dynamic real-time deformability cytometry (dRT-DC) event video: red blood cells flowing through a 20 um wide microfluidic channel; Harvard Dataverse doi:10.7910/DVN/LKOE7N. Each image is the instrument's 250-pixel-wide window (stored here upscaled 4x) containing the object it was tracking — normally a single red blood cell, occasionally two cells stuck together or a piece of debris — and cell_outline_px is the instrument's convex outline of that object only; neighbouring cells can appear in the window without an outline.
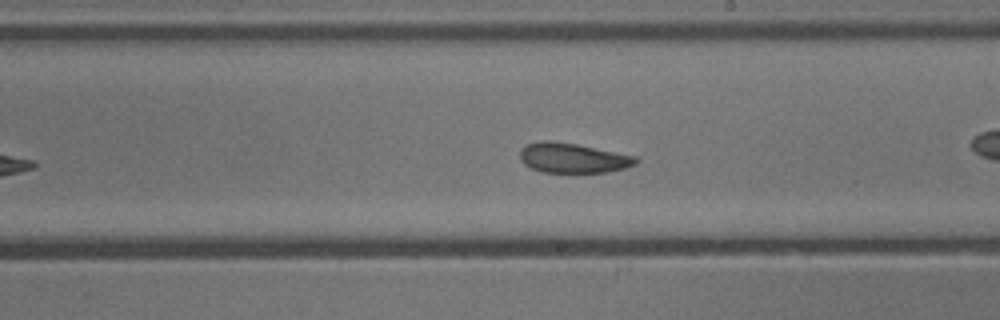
{"species": "common noctule bat (a hibernating species)", "species_latin": "Nyctalus noctula", "temperature_condition": "cold", "stored_images_in_passage": 36, "camera_frame_rate_fps": 3000, "um_per_image_px": 0.085, "animal": {"sex": "male", "body_mass_g": 13.3}, "frame": {"image": 1, "passage_image": 21, "time_ms": 6.667, "image_size_px": [1000, 320], "cell_outline_px": [[640, 160], [636, 164], [624, 168], [608, 172], [540, 172], [524, 164], [520, 160], [520, 148], [524, 144], [540, 140], [552, 140], [576, 144], [636, 156]], "centroid_in_image_um": [48.65, 13.41], "position_along_channel_um": 240.3, "area_um2": 20.35}, "authors_computed_cell_mechanics": {"area_um2": 21.1548, "velocity_mm_per_s": 3.8628, "shape_relaxation_time_tau1_ms": 4.9398, "shape_relaxation_time_tau2_ms": 2.9994, "deformation_change_tau1": 0.1003, "deformation_change_tau2": 0.1052}}